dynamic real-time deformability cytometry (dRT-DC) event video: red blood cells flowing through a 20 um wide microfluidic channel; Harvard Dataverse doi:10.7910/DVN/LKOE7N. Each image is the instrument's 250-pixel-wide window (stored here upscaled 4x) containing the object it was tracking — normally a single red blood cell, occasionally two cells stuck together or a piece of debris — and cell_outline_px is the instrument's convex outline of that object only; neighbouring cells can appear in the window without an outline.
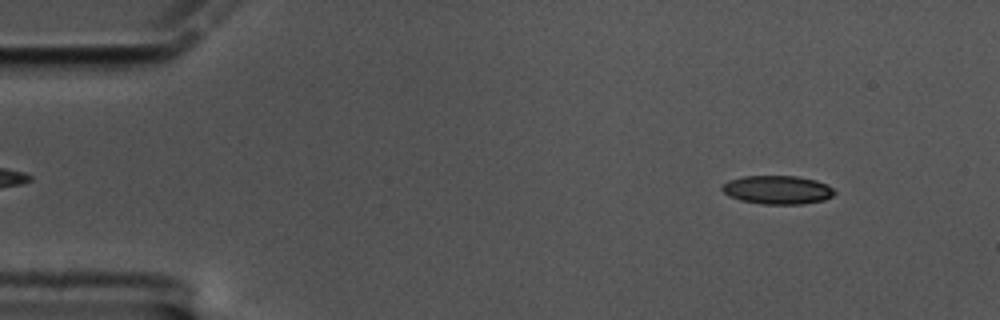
{"species": "common noctule bat (a hibernating species)", "species_latin": "Nyctalus noctula", "temperature_condition": "cold", "stored_images_in_passage": 59, "camera_frame_rate_fps": 3000, "um_per_image_px": 0.085, "animal": {"sex": "male", "body_mass_g": 17.5, "forearm_length_mm": 52.3}, "frame": {"image": 1, "passage_image": 6, "time_ms": 1.667, "image_size_px": [1000, 320], "cell_outline_px": [[836, 192], [832, 196], [824, 200], [800, 204], [764, 204], [740, 200], [728, 196], [720, 188], [728, 180], [744, 176], [796, 176], [816, 180], [832, 188]], "centroid_in_image_um": [66.06, 16.13], "position_along_channel_um": 18.9, "area_um2": 18.61}}
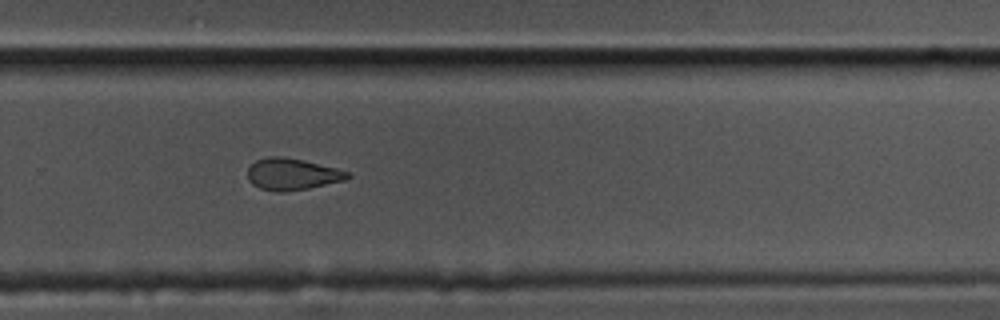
{"frame": {"image": 2, "passage_image": 39, "time_ms": 12.667, "image_size_px": [1000, 320], "cell_outline_px": [[352, 176], [344, 180], [308, 188], [284, 192], [276, 192], [260, 188], [252, 184], [248, 180], [248, 168], [256, 160], [268, 156], [280, 156], [304, 160], [336, 168], [348, 172]], "centroid_in_image_um": [24.81, 14.8], "position_along_channel_um": 305.0, "area_um2": 18.38}}
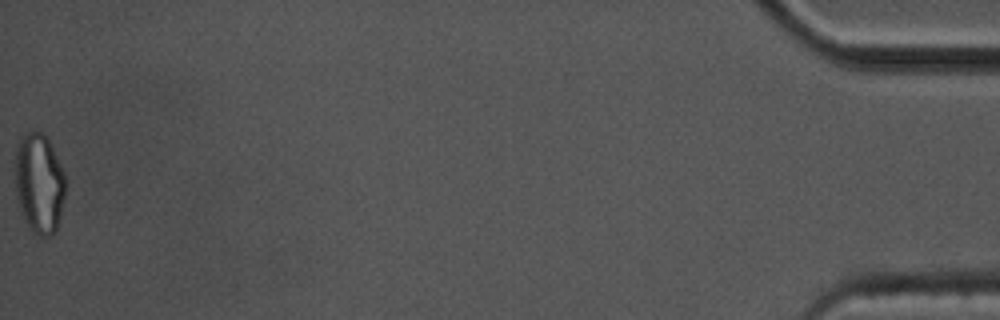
{"frame": {"image": 3, "passage_image": 59, "time_ms": 19.333, "image_size_px": [1000, 320], "cell_outline_px": [[64, 196], [56, 228], [52, 236], [40, 236], [28, 224], [20, 208], [16, 196], [16, 148], [20, 136], [24, 132], [32, 128], [40, 132], [48, 140], [64, 172]], "centroid_in_image_um": [3.31, 15.51], "position_along_channel_um": 431.9, "area_um2": 28.78}, "authors_computed_cell_mechanics": {"area_um2": 19.3052, "velocity_mm_per_s": 3.4001, "shape_relaxation_time_tau1_ms": null, "shape_relaxation_time_tau2_ms": 3.2862, "deformation_change_tau1": null, "deformation_change_tau2": 0.0973}}